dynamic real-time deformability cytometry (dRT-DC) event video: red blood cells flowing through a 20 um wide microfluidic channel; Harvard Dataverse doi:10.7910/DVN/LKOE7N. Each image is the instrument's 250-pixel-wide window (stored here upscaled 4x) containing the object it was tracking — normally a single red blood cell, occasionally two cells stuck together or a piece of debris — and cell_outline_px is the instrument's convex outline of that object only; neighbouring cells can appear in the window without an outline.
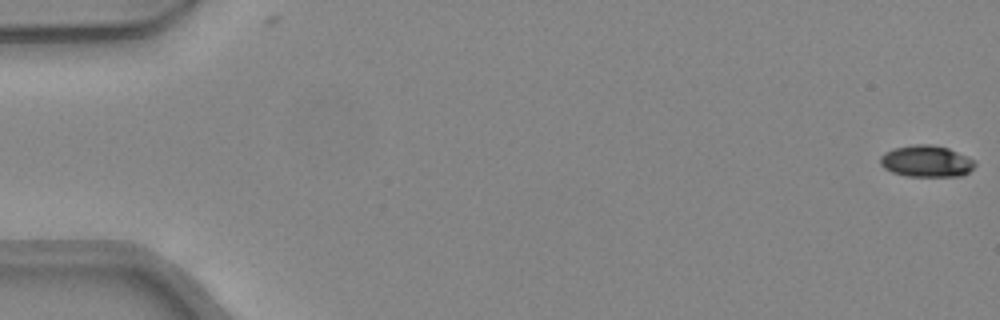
{"species": "common noctule bat (a hibernating species)", "species_latin": "Nyctalus noctula", "temperature_condition": "warm", "stored_images_in_passage": 47, "camera_frame_rate_fps": 3000, "um_per_image_px": 0.085, "animal": {"sex": "female", "body_mass_g": 24.6, "forearm_length_mm": 56.2}, "frame": {"image": 1, "passage_image": 1, "time_ms": 0.0, "image_size_px": [1000, 320], "cell_outline_px": [[976, 164], [968, 172], [960, 176], [908, 176], [892, 172], [884, 168], [880, 164], [880, 156], [884, 152], [892, 148], [912, 144], [932, 144], [948, 148], [976, 160]], "centroid_in_image_um": [78.72, 13.69], "position_along_channel_um": 6.3, "area_um2": 17.57}}
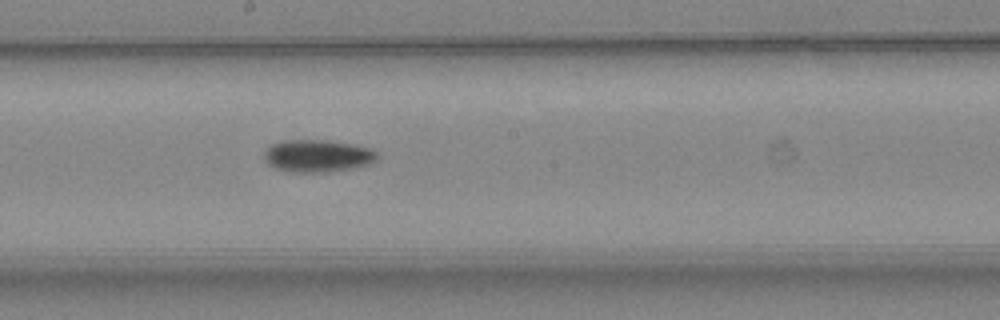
{"frame": {"image": 2, "passage_image": 27, "time_ms": 8.667, "image_size_px": [1000, 320], "cell_outline_px": [[376, 160], [372, 164], [352, 168], [328, 172], [292, 172], [276, 168], [268, 164], [264, 160], [264, 152], [272, 144], [280, 140], [328, 140], [352, 144], [372, 148], [376, 152]], "centroid_in_image_um": [27.0, 13.24], "position_along_channel_um": 221.2, "area_um2": 21.44}}
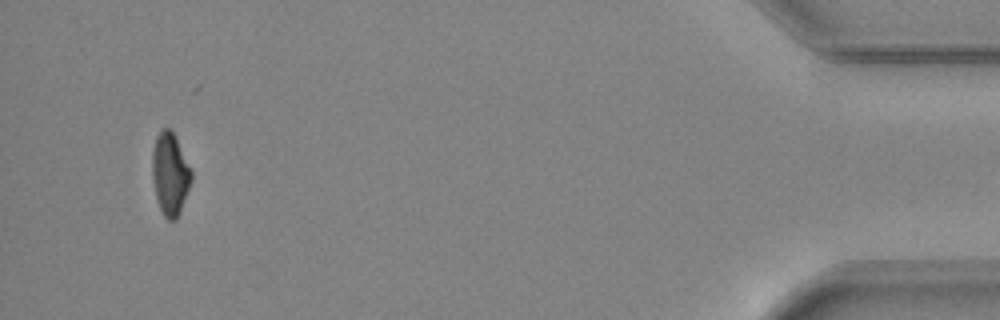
{"frame": {"image": 3, "passage_image": 46, "time_ms": 15.0, "image_size_px": [1000, 320], "cell_outline_px": [[192, 180], [180, 212], [176, 220], [168, 220], [164, 216], [156, 200], [152, 180], [152, 152], [156, 136], [164, 128], [168, 128], [172, 132], [192, 172]], "centroid_in_image_um": [14.44, 14.84], "position_along_channel_um": 420.8, "area_um2": 18.55}}